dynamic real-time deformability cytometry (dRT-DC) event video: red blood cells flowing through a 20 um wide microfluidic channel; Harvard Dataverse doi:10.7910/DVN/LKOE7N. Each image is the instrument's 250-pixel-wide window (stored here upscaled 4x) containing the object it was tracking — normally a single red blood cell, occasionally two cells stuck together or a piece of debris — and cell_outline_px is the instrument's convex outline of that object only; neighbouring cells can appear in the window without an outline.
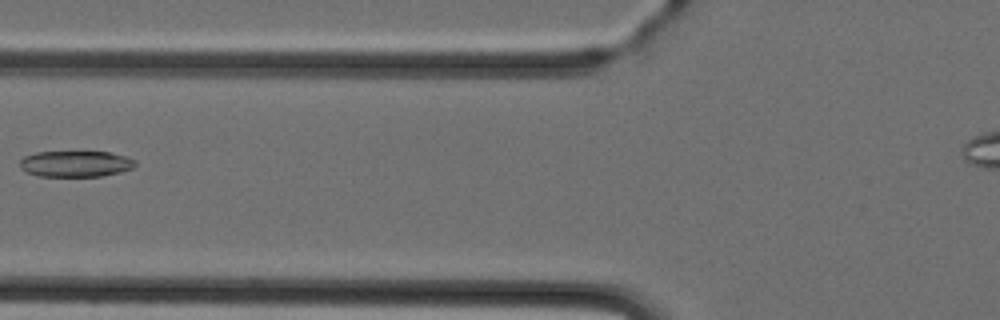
{"species": "Egyptian fruit bat (a non-hibernating species)", "species_latin": "Rousettus aegyptiacus", "temperature_condition": "cold", "stored_images_in_passage": 5, "camera_frame_rate_fps": 3000, "um_per_image_px": 0.085, "animal": {"sex": "female"}, "frame": {"image": 1, "passage_image": 5, "time_ms": 4.667, "image_size_px": [1000, 320], "cell_outline_px": [[136, 164], [132, 168], [120, 172], [100, 176], [36, 176], [24, 172], [20, 168], [20, 160], [24, 156], [36, 152], [108, 152], [124, 156], [136, 160]], "centroid_in_image_um": [6.38, 13.93], "position_along_channel_um": 119.4, "area_um2": 17.57}}